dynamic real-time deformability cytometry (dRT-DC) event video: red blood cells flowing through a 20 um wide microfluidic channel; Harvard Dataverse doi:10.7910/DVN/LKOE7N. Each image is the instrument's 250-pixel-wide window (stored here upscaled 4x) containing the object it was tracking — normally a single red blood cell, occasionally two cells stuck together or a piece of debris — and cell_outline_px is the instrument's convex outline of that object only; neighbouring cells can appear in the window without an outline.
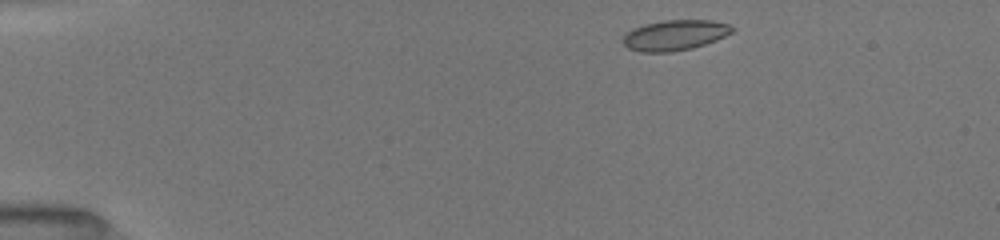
{"species": "common noctule bat (a hibernating species)", "species_latin": "Nyctalus noctula", "temperature_condition": "room temperature", "stored_images_in_passage": 13, "camera_frame_rate_fps": 3000, "um_per_image_px": 0.085, "animal": {"sex": "female", "body_mass_g": 19.5, "forearm_length_mm": 54.1}, "frame": {"image": 1, "passage_image": 1, "time_ms": 0.0, "image_size_px": [1000, 240], "cell_outline_px": [[736, 28], [732, 32], [716, 40], [692, 48], [672, 52], [640, 52], [628, 48], [624, 44], [624, 36], [632, 28], [644, 24], [660, 20], [712, 20], [728, 24]], "centroid_in_image_um": [57.36, 2.98], "position_along_channel_um": 27.6, "area_um2": 19.36}}
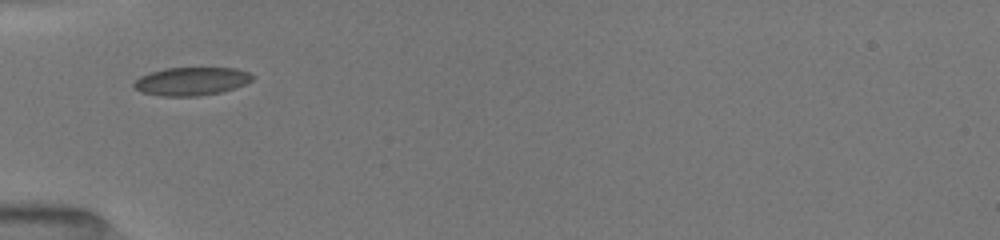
{"frame": {"image": 2, "passage_image": 8, "time_ms": 3.0, "image_size_px": [1000, 240], "cell_outline_px": [[252, 80], [236, 88], [220, 92], [196, 96], [160, 96], [140, 92], [132, 88], [132, 84], [140, 76], [148, 72], [164, 68], [236, 68], [248, 72], [252, 76]], "centroid_in_image_um": [16.2, 6.91], "position_along_channel_um": 68.8, "area_um2": 19.59}}
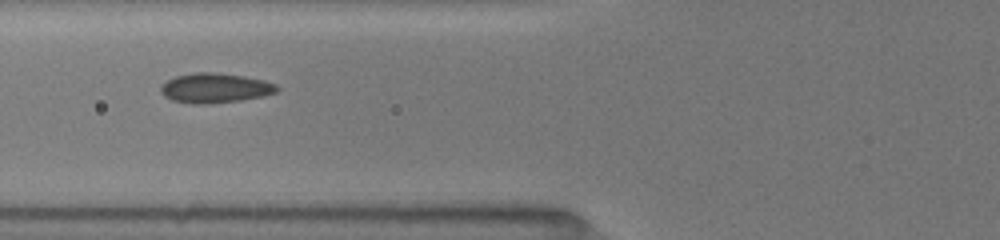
{"frame": {"image": 3, "passage_image": 11, "time_ms": 4.0, "image_size_px": [1000, 240], "cell_outline_px": [[280, 88], [276, 92], [264, 96], [240, 100], [208, 104], [192, 104], [172, 100], [164, 96], [160, 92], [160, 88], [168, 80], [176, 76], [196, 72], [216, 72], [244, 76], [264, 80], [276, 84]], "centroid_in_image_um": [18.3, 7.48], "position_along_channel_um": 107.5, "area_um2": 20.17}}